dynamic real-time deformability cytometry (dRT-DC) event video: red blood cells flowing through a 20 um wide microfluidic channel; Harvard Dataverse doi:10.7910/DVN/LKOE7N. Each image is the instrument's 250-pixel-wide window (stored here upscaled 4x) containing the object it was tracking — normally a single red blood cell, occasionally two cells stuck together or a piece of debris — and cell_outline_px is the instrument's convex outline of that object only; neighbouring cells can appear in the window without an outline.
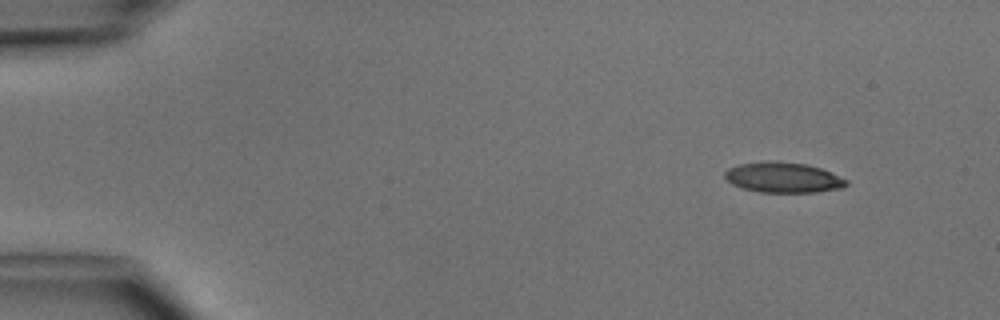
{"species": "common noctule bat (a hibernating species)", "species_latin": "Nyctalus noctula", "temperature_condition": "cold", "stored_images_in_passage": 4, "camera_frame_rate_fps": 3000, "um_per_image_px": 0.085, "animal": {"sex": "male", "body_mass_g": 15.6}, "frame": {"image": 1, "passage_image": 1, "time_ms": 0.0, "image_size_px": [1000, 320], "cell_outline_px": [[848, 184], [844, 188], [816, 192], [760, 192], [744, 188], [732, 184], [724, 176], [724, 172], [728, 168], [740, 164], [764, 160], [772, 160], [808, 164], [820, 168], [848, 180]], "centroid_in_image_um": [66.58, 15.07], "position_along_channel_um": 18.4, "area_um2": 21.62}}
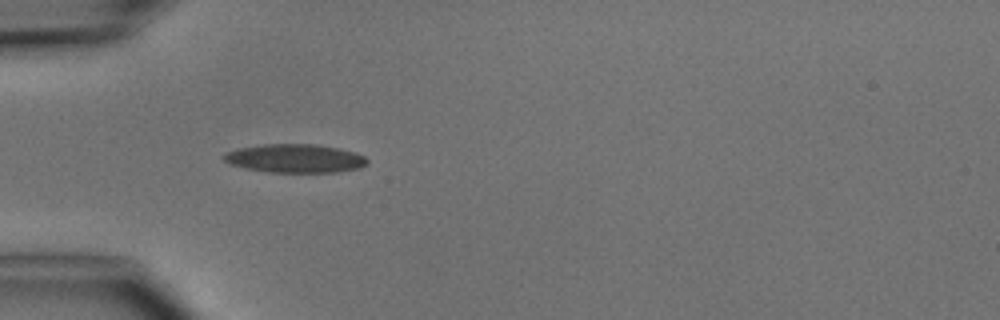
{"frame": {"image": 2, "passage_image": 3, "time_ms": 3.333, "image_size_px": [1000, 320], "cell_outline_px": [[368, 164], [360, 168], [336, 172], [268, 172], [244, 168], [228, 164], [220, 156], [224, 152], [236, 148], [264, 144], [316, 144], [356, 152], [364, 156], [368, 160]], "centroid_in_image_um": [25.03, 13.46], "position_along_channel_um": 60.0, "area_um2": 24.16}}